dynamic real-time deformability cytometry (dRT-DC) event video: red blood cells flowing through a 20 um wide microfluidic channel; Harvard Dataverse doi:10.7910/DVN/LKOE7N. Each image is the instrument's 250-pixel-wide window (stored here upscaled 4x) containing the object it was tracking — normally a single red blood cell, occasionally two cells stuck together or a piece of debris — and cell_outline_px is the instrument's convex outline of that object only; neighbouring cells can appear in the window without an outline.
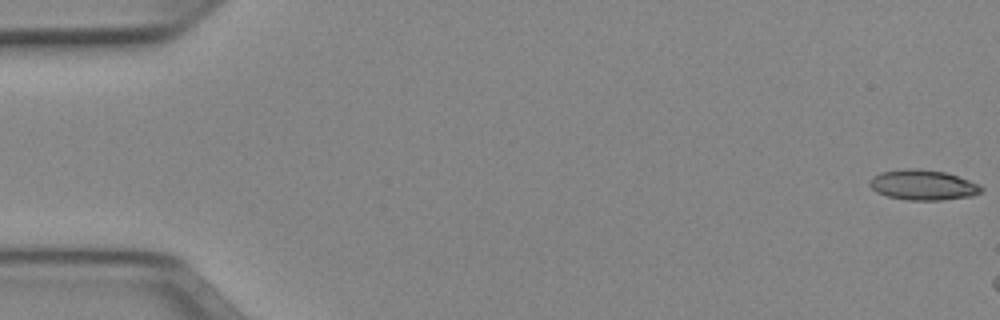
{"species": "Egyptian fruit bat (a non-hibernating species)", "species_latin": "Rousettus aegyptiacus", "temperature_condition": "cold", "stored_images_in_passage": 7, "camera_frame_rate_fps": 3000, "um_per_image_px": 0.085, "animal": {"sex": "female"}, "frame": {"image": 1, "passage_image": 1, "time_ms": 0.0, "image_size_px": [1000, 320], "cell_outline_px": [[984, 192], [972, 196], [940, 200], [908, 200], [888, 196], [876, 192], [868, 184], [868, 180], [872, 176], [880, 172], [900, 168], [920, 168], [944, 172], [980, 184], [984, 188]], "centroid_in_image_um": [78.44, 15.71], "position_along_channel_um": 6.6, "area_um2": 19.94}}